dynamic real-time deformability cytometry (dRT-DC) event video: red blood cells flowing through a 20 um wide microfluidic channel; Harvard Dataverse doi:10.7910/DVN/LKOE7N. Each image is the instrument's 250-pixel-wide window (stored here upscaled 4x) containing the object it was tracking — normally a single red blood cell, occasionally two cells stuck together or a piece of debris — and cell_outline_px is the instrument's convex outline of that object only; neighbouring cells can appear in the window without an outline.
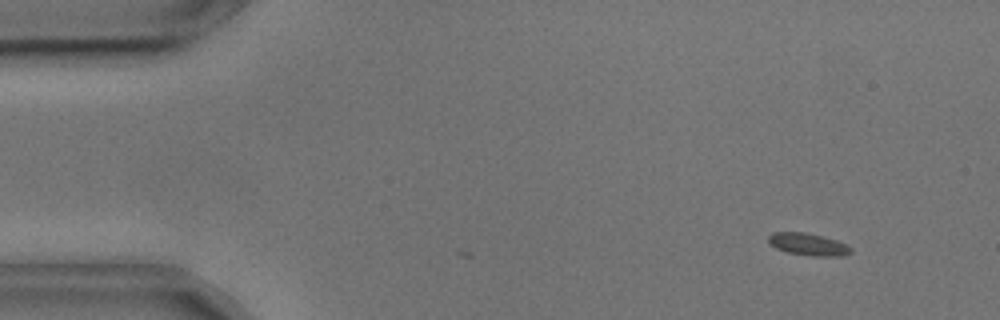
{"species": "common noctule bat (a hibernating species)", "species_latin": "Nyctalus noctula", "temperature_condition": "cold", "stored_images_in_passage": 3, "camera_frame_rate_fps": 3000, "um_per_image_px": 0.085, "animal": {"sex": "male", "body_mass_g": 17.9, "forearm_length_mm": 54.2}, "frame": {"image": 1, "passage_image": 1, "time_ms": 0.0, "image_size_px": [1000, 320], "cell_outline_px": [[852, 252], [844, 256], [812, 256], [788, 252], [776, 248], [768, 240], [768, 236], [772, 232], [804, 232], [824, 236], [836, 240], [852, 248]], "centroid_in_image_um": [68.71, 20.76], "position_along_channel_um": 16.3, "area_um2": 10.64}}